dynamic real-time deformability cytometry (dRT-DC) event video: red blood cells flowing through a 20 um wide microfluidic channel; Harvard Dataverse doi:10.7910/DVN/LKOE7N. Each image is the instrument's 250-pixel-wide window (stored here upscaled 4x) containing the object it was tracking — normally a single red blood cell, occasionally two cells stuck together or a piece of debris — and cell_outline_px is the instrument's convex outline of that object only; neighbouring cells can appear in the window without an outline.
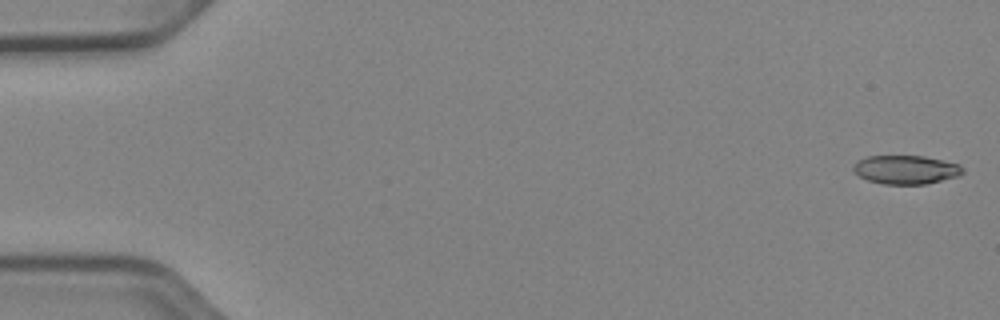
{"species": "Egyptian fruit bat (a non-hibernating species)", "species_latin": "Rousettus aegyptiacus", "temperature_condition": "cold", "stored_images_in_passage": 52, "camera_frame_rate_fps": 3000, "um_per_image_px": 0.085, "animal": {"sex": "female"}, "frame": {"image": 1, "passage_image": 1, "time_ms": 0.0, "image_size_px": [1000, 320], "cell_outline_px": [[964, 172], [960, 176], [924, 184], [884, 184], [868, 180], [860, 176], [852, 168], [852, 164], [856, 160], [868, 156], [924, 156], [960, 164], [964, 168]], "centroid_in_image_um": [77.01, 14.41], "position_along_channel_um": 8.0, "area_um2": 18.38}}
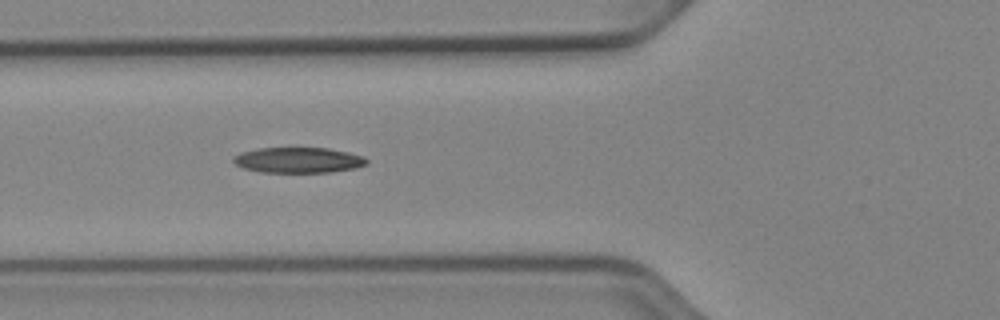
{"frame": {"image": 2, "passage_image": 20, "time_ms": 6.333, "image_size_px": [1000, 320], "cell_outline_px": [[368, 164], [356, 168], [328, 172], [260, 172], [244, 168], [236, 164], [232, 160], [232, 156], [240, 152], [256, 148], [328, 148], [348, 152], [364, 156], [368, 160]], "centroid_in_image_um": [25.35, 13.6], "position_along_channel_um": 100.5, "area_um2": 19.94}}
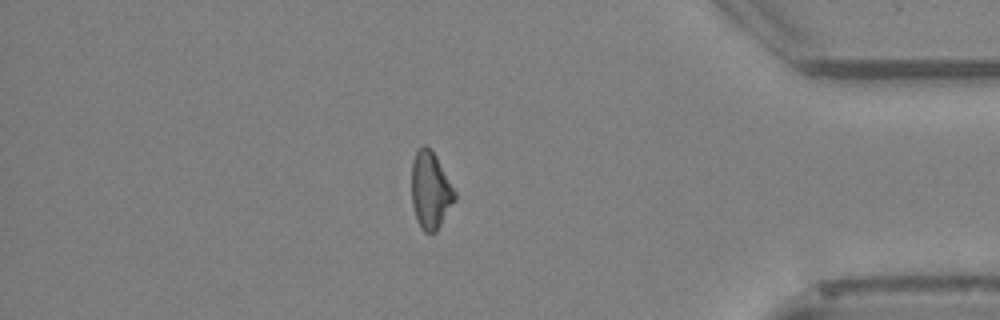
{"frame": {"image": 3, "passage_image": 45, "time_ms": 14.667, "image_size_px": [1000, 320], "cell_outline_px": [[456, 200], [436, 232], [424, 232], [420, 228], [416, 220], [412, 204], [412, 164], [416, 152], [424, 144], [436, 156], [456, 192]], "centroid_in_image_um": [36.59, 16.22], "position_along_channel_um": 398.6, "area_um2": 19.31}}